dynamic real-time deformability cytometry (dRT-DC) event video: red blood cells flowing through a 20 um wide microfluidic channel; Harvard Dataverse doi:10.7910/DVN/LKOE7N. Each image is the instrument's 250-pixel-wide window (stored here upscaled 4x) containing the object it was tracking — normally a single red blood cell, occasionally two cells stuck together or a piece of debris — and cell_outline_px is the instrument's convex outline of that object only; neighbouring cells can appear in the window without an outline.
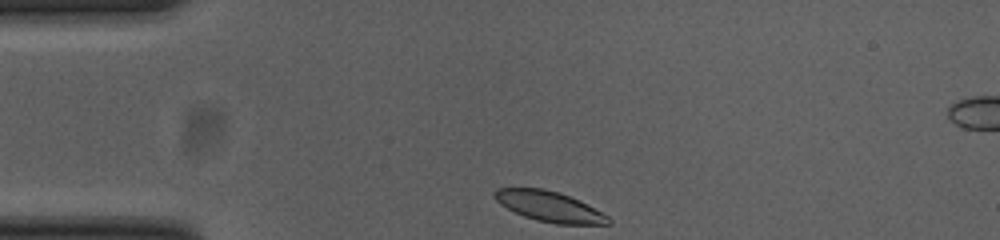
{"species": "common noctule bat (a hibernating species)", "species_latin": "Nyctalus noctula", "temperature_condition": "cold", "stored_images_in_passage": 34, "camera_frame_rate_fps": 3000, "um_per_image_px": 0.085, "animal": {"sex": "female", "body_mass_g": 23.0, "forearm_length_mm": 53.4}, "frame": {"image": 1, "passage_image": 1, "time_ms": 0.0, "image_size_px": [1000, 240], "cell_outline_px": [[612, 224], [556, 224], [536, 220], [524, 216], [500, 204], [496, 200], [492, 192], [496, 188], [540, 188], [560, 192], [580, 200], [608, 216], [612, 220]], "centroid_in_image_um": [46.71, 17.55], "position_along_channel_um": 38.3, "area_um2": 20.11}}
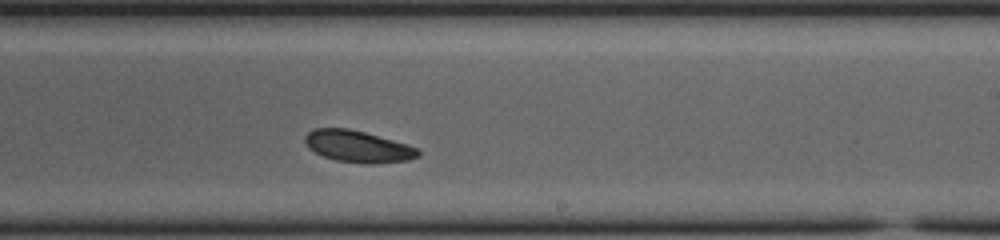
{"frame": {"image": 2, "passage_image": 22, "time_ms": 7.0, "image_size_px": [1000, 240], "cell_outline_px": [[420, 156], [408, 160], [372, 164], [364, 164], [336, 160], [324, 156], [308, 148], [304, 140], [304, 136], [312, 128], [348, 128], [364, 132], [392, 140], [416, 148], [420, 152]], "centroid_in_image_um": [30.38, 12.45], "position_along_channel_um": 258.6, "area_um2": 20.75}}
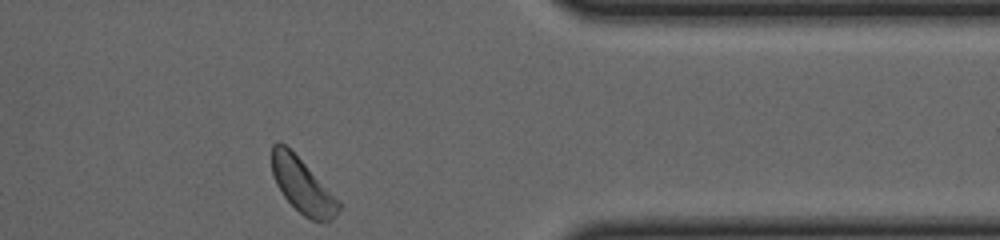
{"frame": {"image": 3, "passage_image": 34, "time_ms": 11.0, "image_size_px": [1000, 240], "cell_outline_px": [[340, 208], [332, 220], [320, 224], [304, 216], [284, 196], [276, 184], [272, 176], [272, 144], [276, 140], [284, 144], [340, 200]], "centroid_in_image_um": [25.71, 15.82], "position_along_channel_um": 385.7, "area_um2": 21.1}, "authors_computed_cell_mechanics": {"area_um2": 20.7791, "velocity_mm_per_s": 3.6114, "shape_relaxation_time_tau1_ms": 3.7947, "shape_relaxation_time_tau2_ms": 4.6643, "deformation_change_tau1": 0.0774, "deformation_change_tau2": 0.0708}}